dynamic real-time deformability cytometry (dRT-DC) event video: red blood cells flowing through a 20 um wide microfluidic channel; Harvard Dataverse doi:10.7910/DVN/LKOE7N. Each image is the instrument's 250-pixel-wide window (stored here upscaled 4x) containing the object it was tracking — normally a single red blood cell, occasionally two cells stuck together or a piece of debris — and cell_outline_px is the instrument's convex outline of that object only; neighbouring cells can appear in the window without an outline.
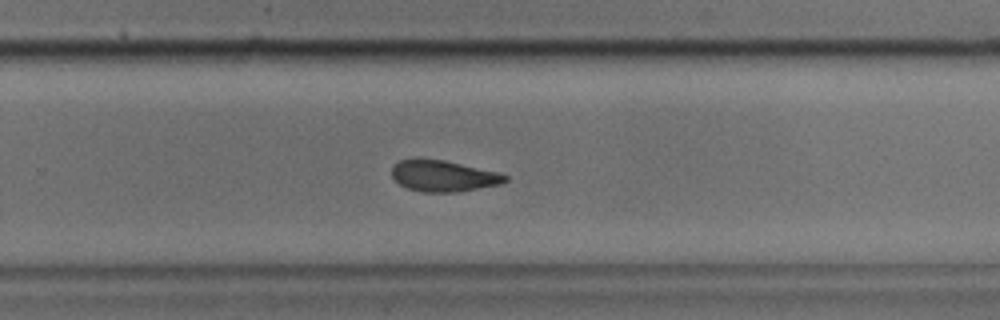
{"species": "common noctule bat (a hibernating species)", "species_latin": "Nyctalus noctula", "temperature_condition": "cold", "stored_images_in_passage": 40, "camera_frame_rate_fps": 3000, "um_per_image_px": 0.085, "animal": {"sex": "male", "body_mass_g": 17.9, "forearm_length_mm": 54.2}, "frame": {"image": 1, "passage_image": 23, "time_ms": 7.333, "image_size_px": [1000, 320], "cell_outline_px": [[508, 180], [500, 184], [456, 192], [424, 192], [408, 188], [400, 184], [392, 176], [392, 164], [400, 160], [416, 156], [444, 160], [500, 172], [508, 176]], "centroid_in_image_um": [37.66, 14.92], "position_along_channel_um": 292.1, "area_um2": 20.98}}
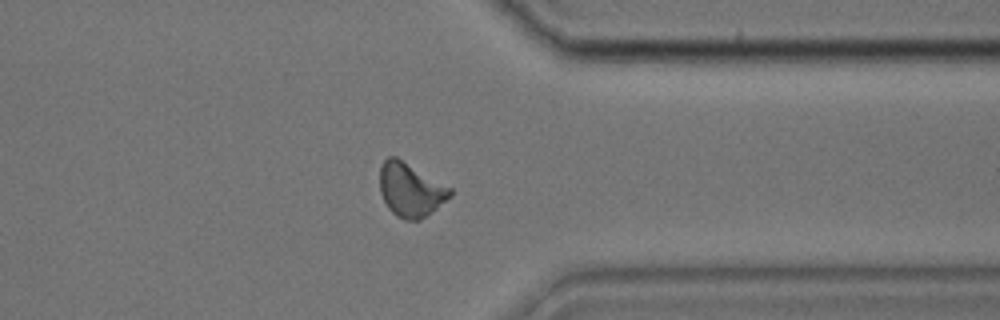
{"frame": {"image": 2, "passage_image": 29, "time_ms": 9.333, "image_size_px": [1000, 320], "cell_outline_px": [[452, 196], [420, 220], [404, 220], [396, 216], [388, 208], [380, 192], [380, 164], [388, 156], [396, 156], [452, 188]], "centroid_in_image_um": [34.88, 16.12], "position_along_channel_um": 376.5, "area_um2": 22.08}}